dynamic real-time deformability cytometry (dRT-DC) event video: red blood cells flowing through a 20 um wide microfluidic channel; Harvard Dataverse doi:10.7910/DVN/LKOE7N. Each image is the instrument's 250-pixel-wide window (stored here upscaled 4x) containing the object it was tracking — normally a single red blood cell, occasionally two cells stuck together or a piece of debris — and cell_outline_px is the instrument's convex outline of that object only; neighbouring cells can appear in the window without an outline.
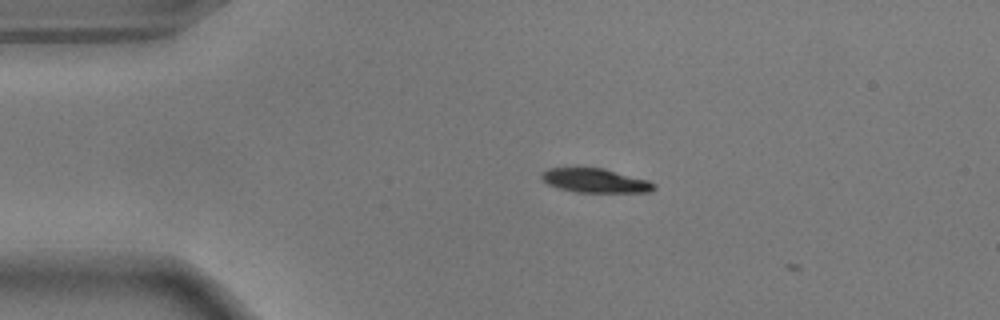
{"species": "common noctule bat (a hibernating species)", "species_latin": "Nyctalus noctula", "temperature_condition": "warm", "stored_images_in_passage": 4, "camera_frame_rate_fps": 3000, "um_per_image_px": 0.085, "animal": {"sex": "male", "body_mass_g": 17.9}, "frame": {"image": 1, "passage_image": 2, "time_ms": 0.333, "image_size_px": [1000, 320], "cell_outline_px": [[656, 188], [648, 192], [576, 192], [560, 188], [548, 184], [540, 176], [540, 172], [548, 168], [604, 168], [648, 180], [656, 184]], "centroid_in_image_um": [50.6, 15.34], "position_along_channel_um": 34.4, "area_um2": 15.72}}